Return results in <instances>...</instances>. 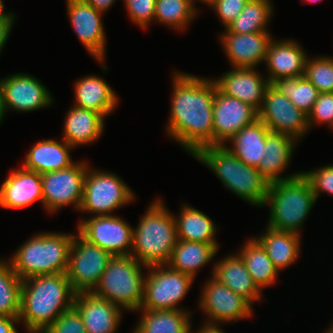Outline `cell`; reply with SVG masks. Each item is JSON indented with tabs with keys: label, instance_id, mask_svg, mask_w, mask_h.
I'll list each match as a JSON object with an SVG mask.
<instances>
[{
	"label": "cell",
	"instance_id": "obj_22",
	"mask_svg": "<svg viewBox=\"0 0 333 333\" xmlns=\"http://www.w3.org/2000/svg\"><path fill=\"white\" fill-rule=\"evenodd\" d=\"M308 53L293 39H272L265 57L269 83L280 78L303 77Z\"/></svg>",
	"mask_w": 333,
	"mask_h": 333
},
{
	"label": "cell",
	"instance_id": "obj_18",
	"mask_svg": "<svg viewBox=\"0 0 333 333\" xmlns=\"http://www.w3.org/2000/svg\"><path fill=\"white\" fill-rule=\"evenodd\" d=\"M271 32L235 34L226 28L219 40L232 68H257L265 61L268 46L273 39Z\"/></svg>",
	"mask_w": 333,
	"mask_h": 333
},
{
	"label": "cell",
	"instance_id": "obj_40",
	"mask_svg": "<svg viewBox=\"0 0 333 333\" xmlns=\"http://www.w3.org/2000/svg\"><path fill=\"white\" fill-rule=\"evenodd\" d=\"M309 130L315 124H327L333 129V92L319 93L310 113L307 115Z\"/></svg>",
	"mask_w": 333,
	"mask_h": 333
},
{
	"label": "cell",
	"instance_id": "obj_29",
	"mask_svg": "<svg viewBox=\"0 0 333 333\" xmlns=\"http://www.w3.org/2000/svg\"><path fill=\"white\" fill-rule=\"evenodd\" d=\"M265 248L268 257L280 271L300 259L301 235L266 227L261 236L255 237Z\"/></svg>",
	"mask_w": 333,
	"mask_h": 333
},
{
	"label": "cell",
	"instance_id": "obj_9",
	"mask_svg": "<svg viewBox=\"0 0 333 333\" xmlns=\"http://www.w3.org/2000/svg\"><path fill=\"white\" fill-rule=\"evenodd\" d=\"M194 281V277L174 270L168 265L147 267L140 310H188L179 304Z\"/></svg>",
	"mask_w": 333,
	"mask_h": 333
},
{
	"label": "cell",
	"instance_id": "obj_28",
	"mask_svg": "<svg viewBox=\"0 0 333 333\" xmlns=\"http://www.w3.org/2000/svg\"><path fill=\"white\" fill-rule=\"evenodd\" d=\"M269 132V128L257 119L243 127L224 146L243 163L258 168ZM227 143H230L232 147H229Z\"/></svg>",
	"mask_w": 333,
	"mask_h": 333
},
{
	"label": "cell",
	"instance_id": "obj_11",
	"mask_svg": "<svg viewBox=\"0 0 333 333\" xmlns=\"http://www.w3.org/2000/svg\"><path fill=\"white\" fill-rule=\"evenodd\" d=\"M112 255L90 243L78 232L73 236L69 252L67 277L73 291L92 292L97 286Z\"/></svg>",
	"mask_w": 333,
	"mask_h": 333
},
{
	"label": "cell",
	"instance_id": "obj_52",
	"mask_svg": "<svg viewBox=\"0 0 333 333\" xmlns=\"http://www.w3.org/2000/svg\"><path fill=\"white\" fill-rule=\"evenodd\" d=\"M304 3H319L321 0H303Z\"/></svg>",
	"mask_w": 333,
	"mask_h": 333
},
{
	"label": "cell",
	"instance_id": "obj_51",
	"mask_svg": "<svg viewBox=\"0 0 333 333\" xmlns=\"http://www.w3.org/2000/svg\"><path fill=\"white\" fill-rule=\"evenodd\" d=\"M332 322V325L329 326V328L324 332V333H333V321Z\"/></svg>",
	"mask_w": 333,
	"mask_h": 333
},
{
	"label": "cell",
	"instance_id": "obj_33",
	"mask_svg": "<svg viewBox=\"0 0 333 333\" xmlns=\"http://www.w3.org/2000/svg\"><path fill=\"white\" fill-rule=\"evenodd\" d=\"M237 253L243 259L247 271L261 290L274 285L278 280L279 270L274 266L265 248L255 236L249 237Z\"/></svg>",
	"mask_w": 333,
	"mask_h": 333
},
{
	"label": "cell",
	"instance_id": "obj_6",
	"mask_svg": "<svg viewBox=\"0 0 333 333\" xmlns=\"http://www.w3.org/2000/svg\"><path fill=\"white\" fill-rule=\"evenodd\" d=\"M316 202L311 185L302 173L289 180L269 183L263 204L269 209L267 226L301 235V227Z\"/></svg>",
	"mask_w": 333,
	"mask_h": 333
},
{
	"label": "cell",
	"instance_id": "obj_45",
	"mask_svg": "<svg viewBox=\"0 0 333 333\" xmlns=\"http://www.w3.org/2000/svg\"><path fill=\"white\" fill-rule=\"evenodd\" d=\"M16 325H20L18 317L0 315V333H19Z\"/></svg>",
	"mask_w": 333,
	"mask_h": 333
},
{
	"label": "cell",
	"instance_id": "obj_15",
	"mask_svg": "<svg viewBox=\"0 0 333 333\" xmlns=\"http://www.w3.org/2000/svg\"><path fill=\"white\" fill-rule=\"evenodd\" d=\"M67 16L75 31L78 40L86 51L98 63L104 73L109 67L104 65L106 58V33L102 17L103 12L98 11L83 0H65Z\"/></svg>",
	"mask_w": 333,
	"mask_h": 333
},
{
	"label": "cell",
	"instance_id": "obj_20",
	"mask_svg": "<svg viewBox=\"0 0 333 333\" xmlns=\"http://www.w3.org/2000/svg\"><path fill=\"white\" fill-rule=\"evenodd\" d=\"M258 68H232L214 81L217 88L227 96L252 105L259 110L264 94L270 85L266 75L262 76Z\"/></svg>",
	"mask_w": 333,
	"mask_h": 333
},
{
	"label": "cell",
	"instance_id": "obj_14",
	"mask_svg": "<svg viewBox=\"0 0 333 333\" xmlns=\"http://www.w3.org/2000/svg\"><path fill=\"white\" fill-rule=\"evenodd\" d=\"M258 118L270 131L290 135L298 142L309 132L307 115L271 85L265 91Z\"/></svg>",
	"mask_w": 333,
	"mask_h": 333
},
{
	"label": "cell",
	"instance_id": "obj_34",
	"mask_svg": "<svg viewBox=\"0 0 333 333\" xmlns=\"http://www.w3.org/2000/svg\"><path fill=\"white\" fill-rule=\"evenodd\" d=\"M272 4L274 5L271 0H249L242 12L226 29L235 34L269 32L268 26L274 16Z\"/></svg>",
	"mask_w": 333,
	"mask_h": 333
},
{
	"label": "cell",
	"instance_id": "obj_43",
	"mask_svg": "<svg viewBox=\"0 0 333 333\" xmlns=\"http://www.w3.org/2000/svg\"><path fill=\"white\" fill-rule=\"evenodd\" d=\"M249 0H214L208 7L226 28L245 8Z\"/></svg>",
	"mask_w": 333,
	"mask_h": 333
},
{
	"label": "cell",
	"instance_id": "obj_3",
	"mask_svg": "<svg viewBox=\"0 0 333 333\" xmlns=\"http://www.w3.org/2000/svg\"><path fill=\"white\" fill-rule=\"evenodd\" d=\"M133 227V256L143 266L167 265L178 242L173 212L157 198Z\"/></svg>",
	"mask_w": 333,
	"mask_h": 333
},
{
	"label": "cell",
	"instance_id": "obj_48",
	"mask_svg": "<svg viewBox=\"0 0 333 333\" xmlns=\"http://www.w3.org/2000/svg\"><path fill=\"white\" fill-rule=\"evenodd\" d=\"M5 5L4 0H0V17H16L15 13L4 11Z\"/></svg>",
	"mask_w": 333,
	"mask_h": 333
},
{
	"label": "cell",
	"instance_id": "obj_4",
	"mask_svg": "<svg viewBox=\"0 0 333 333\" xmlns=\"http://www.w3.org/2000/svg\"><path fill=\"white\" fill-rule=\"evenodd\" d=\"M193 158L209 168L228 191L250 205L263 207L269 183L257 168L243 163L224 145L205 146Z\"/></svg>",
	"mask_w": 333,
	"mask_h": 333
},
{
	"label": "cell",
	"instance_id": "obj_36",
	"mask_svg": "<svg viewBox=\"0 0 333 333\" xmlns=\"http://www.w3.org/2000/svg\"><path fill=\"white\" fill-rule=\"evenodd\" d=\"M270 85L290 99L306 115L310 113L320 93L304 76L276 79Z\"/></svg>",
	"mask_w": 333,
	"mask_h": 333
},
{
	"label": "cell",
	"instance_id": "obj_10",
	"mask_svg": "<svg viewBox=\"0 0 333 333\" xmlns=\"http://www.w3.org/2000/svg\"><path fill=\"white\" fill-rule=\"evenodd\" d=\"M88 166L89 162L80 160L68 168L41 174L43 208L47 213L56 214L69 205L79 211Z\"/></svg>",
	"mask_w": 333,
	"mask_h": 333
},
{
	"label": "cell",
	"instance_id": "obj_16",
	"mask_svg": "<svg viewBox=\"0 0 333 333\" xmlns=\"http://www.w3.org/2000/svg\"><path fill=\"white\" fill-rule=\"evenodd\" d=\"M3 109L19 113L33 112L54 104L50 90L34 75L14 73L1 78Z\"/></svg>",
	"mask_w": 333,
	"mask_h": 333
},
{
	"label": "cell",
	"instance_id": "obj_39",
	"mask_svg": "<svg viewBox=\"0 0 333 333\" xmlns=\"http://www.w3.org/2000/svg\"><path fill=\"white\" fill-rule=\"evenodd\" d=\"M128 17L135 25L145 30L154 22L156 0H123Z\"/></svg>",
	"mask_w": 333,
	"mask_h": 333
},
{
	"label": "cell",
	"instance_id": "obj_8",
	"mask_svg": "<svg viewBox=\"0 0 333 333\" xmlns=\"http://www.w3.org/2000/svg\"><path fill=\"white\" fill-rule=\"evenodd\" d=\"M135 197V192L121 177L89 165L78 212L92 216L113 215L112 212L129 205Z\"/></svg>",
	"mask_w": 333,
	"mask_h": 333
},
{
	"label": "cell",
	"instance_id": "obj_37",
	"mask_svg": "<svg viewBox=\"0 0 333 333\" xmlns=\"http://www.w3.org/2000/svg\"><path fill=\"white\" fill-rule=\"evenodd\" d=\"M22 280L9 261L0 259V315L18 317L20 313Z\"/></svg>",
	"mask_w": 333,
	"mask_h": 333
},
{
	"label": "cell",
	"instance_id": "obj_7",
	"mask_svg": "<svg viewBox=\"0 0 333 333\" xmlns=\"http://www.w3.org/2000/svg\"><path fill=\"white\" fill-rule=\"evenodd\" d=\"M147 270L131 255L112 256L92 293L124 311L138 312L144 297Z\"/></svg>",
	"mask_w": 333,
	"mask_h": 333
},
{
	"label": "cell",
	"instance_id": "obj_47",
	"mask_svg": "<svg viewBox=\"0 0 333 333\" xmlns=\"http://www.w3.org/2000/svg\"><path fill=\"white\" fill-rule=\"evenodd\" d=\"M220 324H209V323H201V327H198V330L193 332L191 330V333H226L224 329L220 328Z\"/></svg>",
	"mask_w": 333,
	"mask_h": 333
},
{
	"label": "cell",
	"instance_id": "obj_25",
	"mask_svg": "<svg viewBox=\"0 0 333 333\" xmlns=\"http://www.w3.org/2000/svg\"><path fill=\"white\" fill-rule=\"evenodd\" d=\"M74 106L93 110L104 118L115 111L120 99L105 79L87 75L74 82ZM108 115V116H107Z\"/></svg>",
	"mask_w": 333,
	"mask_h": 333
},
{
	"label": "cell",
	"instance_id": "obj_1",
	"mask_svg": "<svg viewBox=\"0 0 333 333\" xmlns=\"http://www.w3.org/2000/svg\"><path fill=\"white\" fill-rule=\"evenodd\" d=\"M172 97L166 135L192 157L203 147L213 146L214 78L172 72Z\"/></svg>",
	"mask_w": 333,
	"mask_h": 333
},
{
	"label": "cell",
	"instance_id": "obj_50",
	"mask_svg": "<svg viewBox=\"0 0 333 333\" xmlns=\"http://www.w3.org/2000/svg\"><path fill=\"white\" fill-rule=\"evenodd\" d=\"M192 1H193L194 5H195L196 1L197 2L199 1L202 4H205V5L209 6L214 0H192Z\"/></svg>",
	"mask_w": 333,
	"mask_h": 333
},
{
	"label": "cell",
	"instance_id": "obj_12",
	"mask_svg": "<svg viewBox=\"0 0 333 333\" xmlns=\"http://www.w3.org/2000/svg\"><path fill=\"white\" fill-rule=\"evenodd\" d=\"M198 307L209 324H233L253 316V306L213 276L201 288Z\"/></svg>",
	"mask_w": 333,
	"mask_h": 333
},
{
	"label": "cell",
	"instance_id": "obj_2",
	"mask_svg": "<svg viewBox=\"0 0 333 333\" xmlns=\"http://www.w3.org/2000/svg\"><path fill=\"white\" fill-rule=\"evenodd\" d=\"M67 273L37 275L22 280L19 322L27 333H43L74 304Z\"/></svg>",
	"mask_w": 333,
	"mask_h": 333
},
{
	"label": "cell",
	"instance_id": "obj_42",
	"mask_svg": "<svg viewBox=\"0 0 333 333\" xmlns=\"http://www.w3.org/2000/svg\"><path fill=\"white\" fill-rule=\"evenodd\" d=\"M43 333H86L79 312L72 307L63 312Z\"/></svg>",
	"mask_w": 333,
	"mask_h": 333
},
{
	"label": "cell",
	"instance_id": "obj_21",
	"mask_svg": "<svg viewBox=\"0 0 333 333\" xmlns=\"http://www.w3.org/2000/svg\"><path fill=\"white\" fill-rule=\"evenodd\" d=\"M35 201L43 206L41 174L21 166L11 170L0 186V208L18 210Z\"/></svg>",
	"mask_w": 333,
	"mask_h": 333
},
{
	"label": "cell",
	"instance_id": "obj_19",
	"mask_svg": "<svg viewBox=\"0 0 333 333\" xmlns=\"http://www.w3.org/2000/svg\"><path fill=\"white\" fill-rule=\"evenodd\" d=\"M73 307L79 312L86 333H117L125 312L92 292L75 294Z\"/></svg>",
	"mask_w": 333,
	"mask_h": 333
},
{
	"label": "cell",
	"instance_id": "obj_44",
	"mask_svg": "<svg viewBox=\"0 0 333 333\" xmlns=\"http://www.w3.org/2000/svg\"><path fill=\"white\" fill-rule=\"evenodd\" d=\"M15 21L16 17H0V54L9 39Z\"/></svg>",
	"mask_w": 333,
	"mask_h": 333
},
{
	"label": "cell",
	"instance_id": "obj_5",
	"mask_svg": "<svg viewBox=\"0 0 333 333\" xmlns=\"http://www.w3.org/2000/svg\"><path fill=\"white\" fill-rule=\"evenodd\" d=\"M73 236L72 233L57 231L36 233L7 260L21 280L37 275L67 273Z\"/></svg>",
	"mask_w": 333,
	"mask_h": 333
},
{
	"label": "cell",
	"instance_id": "obj_13",
	"mask_svg": "<svg viewBox=\"0 0 333 333\" xmlns=\"http://www.w3.org/2000/svg\"><path fill=\"white\" fill-rule=\"evenodd\" d=\"M76 232L112 256L131 255L133 226L115 214L80 219Z\"/></svg>",
	"mask_w": 333,
	"mask_h": 333
},
{
	"label": "cell",
	"instance_id": "obj_38",
	"mask_svg": "<svg viewBox=\"0 0 333 333\" xmlns=\"http://www.w3.org/2000/svg\"><path fill=\"white\" fill-rule=\"evenodd\" d=\"M304 77L320 93L333 92V56H307Z\"/></svg>",
	"mask_w": 333,
	"mask_h": 333
},
{
	"label": "cell",
	"instance_id": "obj_41",
	"mask_svg": "<svg viewBox=\"0 0 333 333\" xmlns=\"http://www.w3.org/2000/svg\"><path fill=\"white\" fill-rule=\"evenodd\" d=\"M301 173L309 181L316 200L323 193L333 195V163Z\"/></svg>",
	"mask_w": 333,
	"mask_h": 333
},
{
	"label": "cell",
	"instance_id": "obj_46",
	"mask_svg": "<svg viewBox=\"0 0 333 333\" xmlns=\"http://www.w3.org/2000/svg\"><path fill=\"white\" fill-rule=\"evenodd\" d=\"M83 1L87 4H90L95 9L103 13L107 12L116 2V0H83Z\"/></svg>",
	"mask_w": 333,
	"mask_h": 333
},
{
	"label": "cell",
	"instance_id": "obj_17",
	"mask_svg": "<svg viewBox=\"0 0 333 333\" xmlns=\"http://www.w3.org/2000/svg\"><path fill=\"white\" fill-rule=\"evenodd\" d=\"M258 118V110L222 93L216 85L213 100V145H225L243 127Z\"/></svg>",
	"mask_w": 333,
	"mask_h": 333
},
{
	"label": "cell",
	"instance_id": "obj_30",
	"mask_svg": "<svg viewBox=\"0 0 333 333\" xmlns=\"http://www.w3.org/2000/svg\"><path fill=\"white\" fill-rule=\"evenodd\" d=\"M142 316L132 333H191L190 310H138Z\"/></svg>",
	"mask_w": 333,
	"mask_h": 333
},
{
	"label": "cell",
	"instance_id": "obj_31",
	"mask_svg": "<svg viewBox=\"0 0 333 333\" xmlns=\"http://www.w3.org/2000/svg\"><path fill=\"white\" fill-rule=\"evenodd\" d=\"M219 249V243L178 240L167 265L195 278L198 271L212 261Z\"/></svg>",
	"mask_w": 333,
	"mask_h": 333
},
{
	"label": "cell",
	"instance_id": "obj_26",
	"mask_svg": "<svg viewBox=\"0 0 333 333\" xmlns=\"http://www.w3.org/2000/svg\"><path fill=\"white\" fill-rule=\"evenodd\" d=\"M72 149L62 138L60 141L43 139L28 150L21 167L39 174L68 168L75 163L71 158Z\"/></svg>",
	"mask_w": 333,
	"mask_h": 333
},
{
	"label": "cell",
	"instance_id": "obj_35",
	"mask_svg": "<svg viewBox=\"0 0 333 333\" xmlns=\"http://www.w3.org/2000/svg\"><path fill=\"white\" fill-rule=\"evenodd\" d=\"M198 10L192 0H156L154 22L184 31L199 14Z\"/></svg>",
	"mask_w": 333,
	"mask_h": 333
},
{
	"label": "cell",
	"instance_id": "obj_27",
	"mask_svg": "<svg viewBox=\"0 0 333 333\" xmlns=\"http://www.w3.org/2000/svg\"><path fill=\"white\" fill-rule=\"evenodd\" d=\"M105 118L85 108L72 106L66 113L62 139L73 148L89 145L97 141L103 134Z\"/></svg>",
	"mask_w": 333,
	"mask_h": 333
},
{
	"label": "cell",
	"instance_id": "obj_23",
	"mask_svg": "<svg viewBox=\"0 0 333 333\" xmlns=\"http://www.w3.org/2000/svg\"><path fill=\"white\" fill-rule=\"evenodd\" d=\"M299 143L294 137L270 131L266 137L263 157L258 170L268 183L289 180L301 174V171L290 175L284 174L292 159L296 145Z\"/></svg>",
	"mask_w": 333,
	"mask_h": 333
},
{
	"label": "cell",
	"instance_id": "obj_32",
	"mask_svg": "<svg viewBox=\"0 0 333 333\" xmlns=\"http://www.w3.org/2000/svg\"><path fill=\"white\" fill-rule=\"evenodd\" d=\"M178 240L218 243L215 240L217 225L202 211L182 203L178 215H174Z\"/></svg>",
	"mask_w": 333,
	"mask_h": 333
},
{
	"label": "cell",
	"instance_id": "obj_49",
	"mask_svg": "<svg viewBox=\"0 0 333 333\" xmlns=\"http://www.w3.org/2000/svg\"><path fill=\"white\" fill-rule=\"evenodd\" d=\"M5 118L4 109H3V99H2V83L0 79V125Z\"/></svg>",
	"mask_w": 333,
	"mask_h": 333
},
{
	"label": "cell",
	"instance_id": "obj_24",
	"mask_svg": "<svg viewBox=\"0 0 333 333\" xmlns=\"http://www.w3.org/2000/svg\"><path fill=\"white\" fill-rule=\"evenodd\" d=\"M211 276L223 285L245 298L252 306L262 300V290L252 279L246 265L238 253H231L214 261Z\"/></svg>",
	"mask_w": 333,
	"mask_h": 333
}]
</instances>
